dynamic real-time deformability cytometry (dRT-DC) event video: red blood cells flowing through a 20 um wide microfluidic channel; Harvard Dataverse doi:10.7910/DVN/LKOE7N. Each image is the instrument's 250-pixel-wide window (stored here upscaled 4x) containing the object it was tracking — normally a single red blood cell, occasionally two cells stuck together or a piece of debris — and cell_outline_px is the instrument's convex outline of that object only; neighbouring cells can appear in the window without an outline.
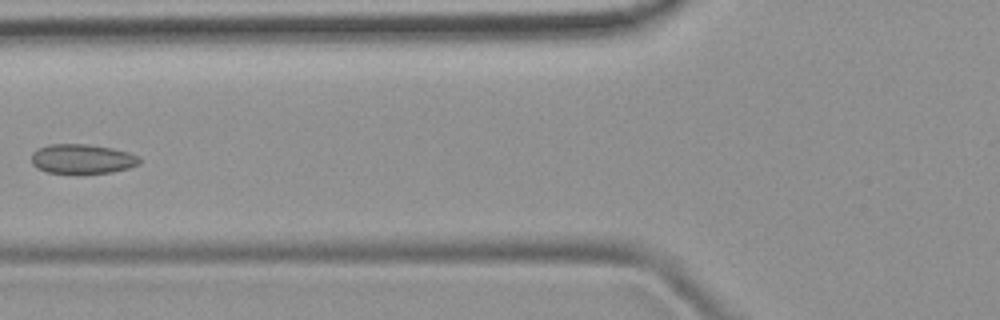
{"species": "common noctule bat (a hibernating species)", "species_latin": "Nyctalus noctula", "temperature_condition": "room temperature", "stored_images_in_passage": 7, "camera_frame_rate_fps": 3000, "um_per_image_px": 0.085, "animal": {"sex": "female", "body_mass_g": 19.9}, "frame": {"image": 1, "passage_image": 6, "time_ms": 5.667, "image_size_px": [1000, 320], "cell_outline_px": [[140, 164], [128, 168], [112, 172], [80, 176], [76, 176], [48, 172], [36, 168], [32, 164], [32, 152], [36, 148], [48, 144], [88, 144], [112, 148], [128, 152], [140, 156]], "centroid_in_image_um": [6.97, 13.54], "position_along_channel_um": 118.8, "area_um2": 19.48}}
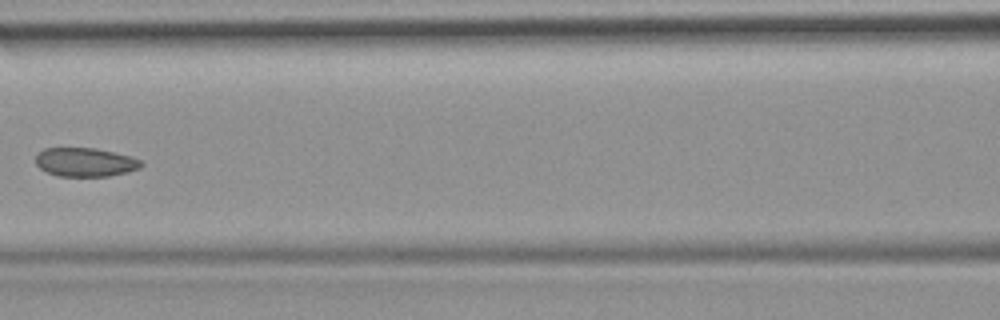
{"frame": {"image": 2, "passage_image": 7, "time_ms": 6.667, "image_size_px": [1000, 320], "cell_outline_px": [[144, 164], [140, 168], [128, 172], [108, 176], [56, 176], [40, 168], [36, 164], [36, 156], [44, 148], [96, 148], [132, 156], [140, 160]], "centroid_in_image_um": [7.27, 13.78], "position_along_channel_um": 159.3, "area_um2": 17.74}}